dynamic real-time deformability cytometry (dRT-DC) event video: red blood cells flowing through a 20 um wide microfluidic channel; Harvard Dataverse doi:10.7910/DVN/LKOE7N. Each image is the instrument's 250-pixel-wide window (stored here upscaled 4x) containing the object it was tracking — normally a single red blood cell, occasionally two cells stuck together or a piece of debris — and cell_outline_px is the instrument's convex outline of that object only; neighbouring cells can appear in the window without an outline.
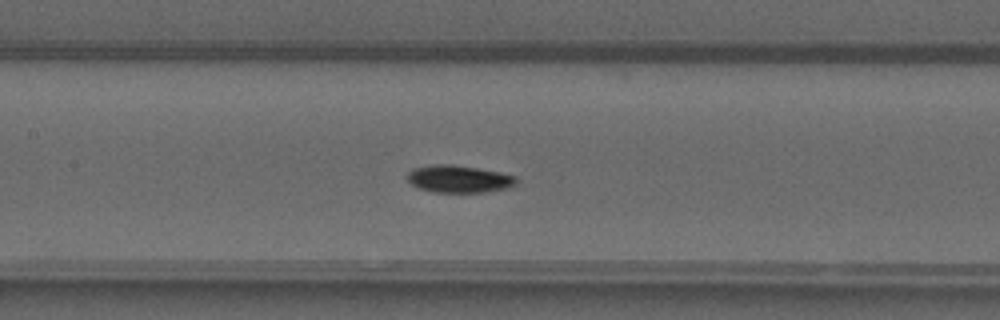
{"species": "common noctule bat (a hibernating species)", "species_latin": "Nyctalus noctula", "temperature_condition": "warm", "stored_images_in_passage": 48, "camera_frame_rate_fps": 3000, "um_per_image_px": 0.085, "animal": {"sex": "male", "forearm_length_mm": 52.5}, "frame": {"image": 1, "passage_image": 22, "time_ms": 7.0, "image_size_px": [1000, 320], "cell_outline_px": [[516, 184], [512, 188], [484, 192], [432, 192], [420, 188], [412, 184], [408, 180], [408, 172], [412, 168], [432, 164], [452, 164], [500, 172], [516, 176]], "centroid_in_image_um": [39.02, 15.21], "position_along_channel_um": 168.4, "area_um2": 17.46}}
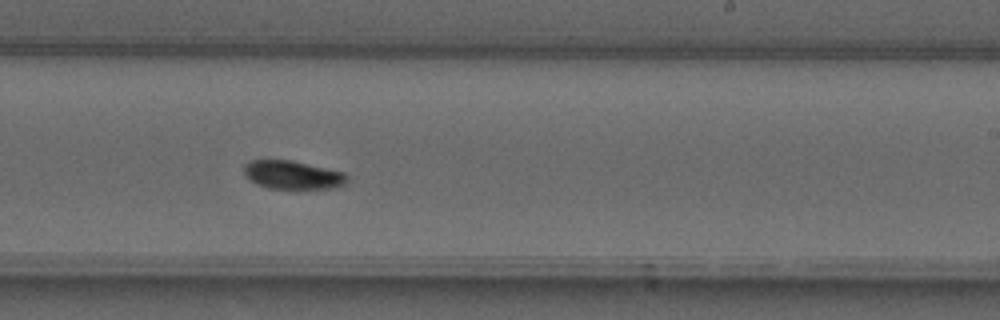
{"frame": {"image": 2, "passage_image": 29, "time_ms": 9.333, "image_size_px": [1000, 320], "cell_outline_px": [[348, 180], [344, 184], [336, 188], [268, 188], [256, 184], [244, 172], [244, 164], [252, 160], [292, 160], [344, 172], [348, 176]], "centroid_in_image_um": [24.91, 14.86], "position_along_channel_um": 264.1, "area_um2": 16.94}}
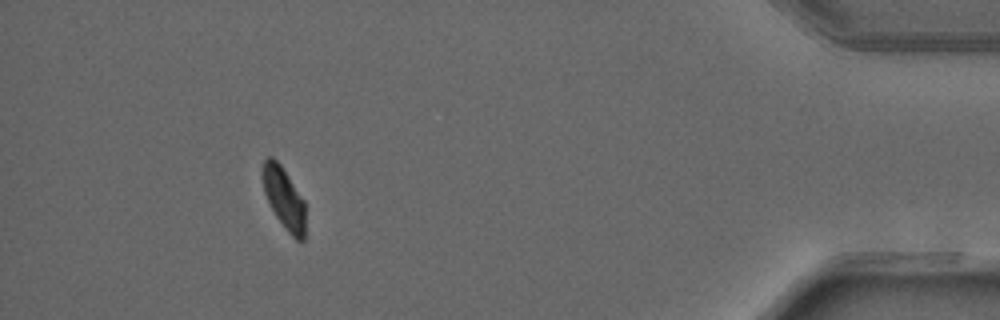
{"frame": {"image": 3, "passage_image": 44, "time_ms": 14.333, "image_size_px": [1000, 320], "cell_outline_px": [[304, 240], [296, 240], [288, 232], [276, 216], [264, 192], [260, 176], [264, 160], [268, 156], [272, 156], [280, 164], [304, 200]], "centroid_in_image_um": [24.1, 16.8], "position_along_channel_um": 411.1, "area_um2": 15.2}, "authors_computed_cell_mechanics": {"area_um2": 16.5019, "velocity_mm_per_s": 4.1223, "shape_relaxation_time_tau1_ms": 2.6623, "shape_relaxation_time_tau2_ms": null, "deformation_change_tau1": 0.1148, "deformation_change_tau2": null}}